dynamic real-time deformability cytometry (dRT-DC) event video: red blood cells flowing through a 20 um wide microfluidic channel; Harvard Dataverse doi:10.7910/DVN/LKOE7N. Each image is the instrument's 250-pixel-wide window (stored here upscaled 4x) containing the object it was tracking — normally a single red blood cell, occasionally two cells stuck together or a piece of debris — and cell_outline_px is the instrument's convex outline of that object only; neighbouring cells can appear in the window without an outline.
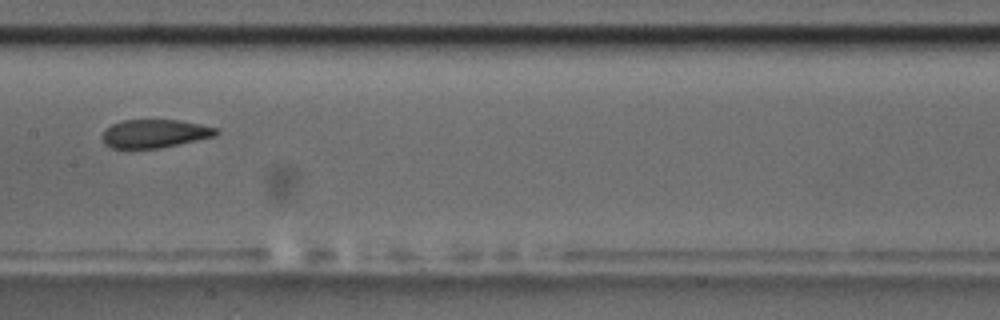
{"species": "common noctule bat (a hibernating species)", "species_latin": "Nyctalus noctula", "temperature_condition": "room temperature", "stored_images_in_passage": 8, "camera_frame_rate_fps": 3000, "um_per_image_px": 0.085, "animal": {"sex": "male", "body_mass_g": 17.5, "forearm_length_mm": 52.3}, "frame": {"image": 1, "passage_image": 6, "time_ms": 5.667, "image_size_px": [1000, 320], "cell_outline_px": [[220, 132], [216, 136], [160, 148], [112, 148], [104, 144], [100, 136], [112, 124], [124, 120], [180, 120], [220, 128]], "centroid_in_image_um": [13.18, 11.35], "position_along_channel_um": 194.2, "area_um2": 18.9}}
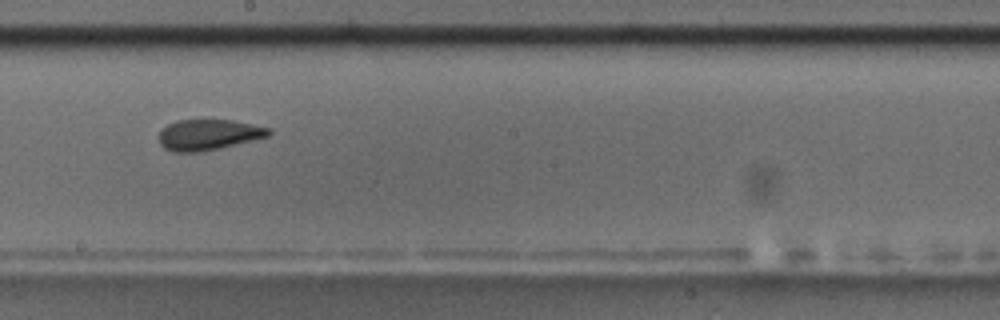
{"frame": {"image": 2, "passage_image": 7, "time_ms": 6.667, "image_size_px": [1000, 320], "cell_outline_px": [[272, 132], [268, 136], [204, 152], [172, 152], [164, 148], [160, 144], [156, 136], [168, 124], [176, 120], [232, 120], [272, 128]], "centroid_in_image_um": [17.69, 11.46], "position_along_channel_um": 230.5, "area_um2": 19.83}}
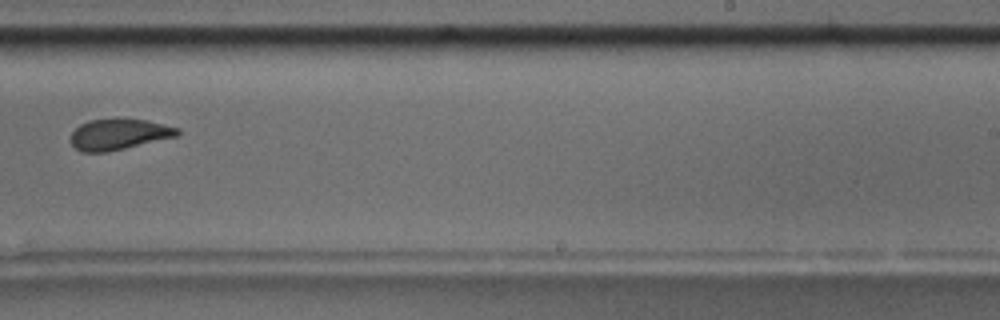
{"frame": {"image": 3, "passage_image": 8, "time_ms": 8.0, "image_size_px": [1000, 320], "cell_outline_px": [[180, 132], [176, 136], [108, 152], [80, 152], [68, 140], [72, 132], [80, 124], [88, 120], [144, 120], [164, 124], [180, 128]], "centroid_in_image_um": [10.06, 11.43], "position_along_channel_um": 278.9, "area_um2": 18.9}}